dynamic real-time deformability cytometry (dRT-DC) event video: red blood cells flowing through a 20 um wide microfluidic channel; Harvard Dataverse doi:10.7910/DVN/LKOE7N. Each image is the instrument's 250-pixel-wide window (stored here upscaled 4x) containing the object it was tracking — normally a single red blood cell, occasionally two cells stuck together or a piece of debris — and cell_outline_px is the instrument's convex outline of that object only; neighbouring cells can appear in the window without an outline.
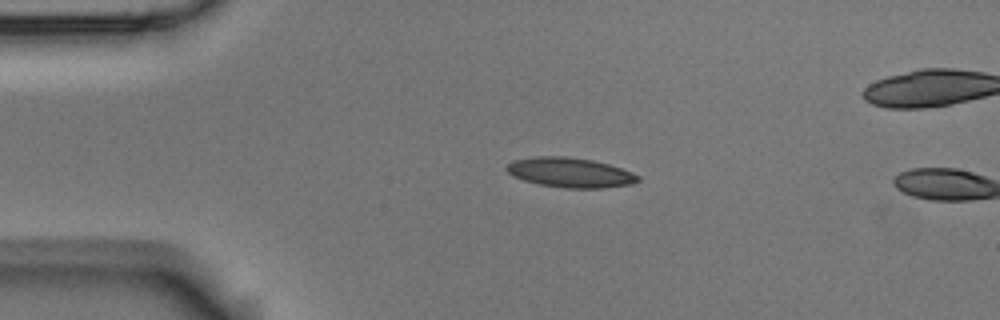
{"species": "Egyptian fruit bat (a non-hibernating species)", "species_latin": "Rousettus aegyptiacus", "temperature_condition": "room temperature", "stored_images_in_passage": 4, "camera_frame_rate_fps": 3000, "um_per_image_px": 0.085, "animal": {"sex": "male"}, "frame": {"image": 1, "passage_image": 3, "time_ms": 0.667, "image_size_px": [1000, 320], "cell_outline_px": [[640, 180], [632, 184], [604, 188], [564, 188], [540, 184], [524, 180], [512, 176], [504, 168], [512, 160], [536, 156], [564, 156], [592, 160], [608, 164], [632, 172], [640, 176]], "centroid_in_image_um": [48.45, 14.66], "position_along_channel_um": 36.5, "area_um2": 22.83}}